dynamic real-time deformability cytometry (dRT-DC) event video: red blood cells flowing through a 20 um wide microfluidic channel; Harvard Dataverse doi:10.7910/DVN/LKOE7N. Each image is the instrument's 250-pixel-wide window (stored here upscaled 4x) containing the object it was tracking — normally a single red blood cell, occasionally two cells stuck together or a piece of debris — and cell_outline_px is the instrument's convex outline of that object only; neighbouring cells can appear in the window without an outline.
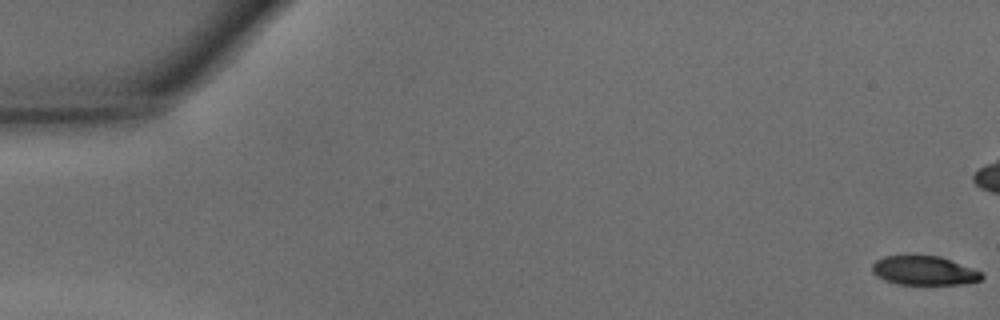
{"species": "common noctule bat (a hibernating species)", "species_latin": "Nyctalus noctula", "temperature_condition": "warm", "stored_images_in_passage": 18, "camera_frame_rate_fps": 3000, "um_per_image_px": 0.085, "animal": {"sex": "male", "body_mass_g": 15.6}, "frame": {"image": 1, "passage_image": 1, "time_ms": 0.0, "image_size_px": [1000, 320], "cell_outline_px": [[984, 276], [980, 280], [968, 284], [896, 284], [884, 280], [876, 276], [872, 272], [872, 264], [876, 260], [884, 256], [940, 256], [984, 272]], "centroid_in_image_um": [78.57, 23.01], "position_along_channel_um": 6.4, "area_um2": 18.67}}